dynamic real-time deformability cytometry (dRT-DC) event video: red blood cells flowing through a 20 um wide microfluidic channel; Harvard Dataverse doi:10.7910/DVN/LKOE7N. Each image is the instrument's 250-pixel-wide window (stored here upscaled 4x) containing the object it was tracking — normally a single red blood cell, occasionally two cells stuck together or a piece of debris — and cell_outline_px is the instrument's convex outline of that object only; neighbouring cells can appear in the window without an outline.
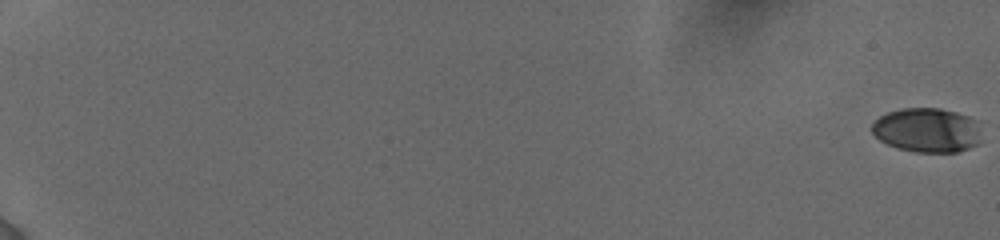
{"species": "human", "species_latin": "Homo sapiens", "temperature_condition": "cold", "stored_images_in_passage": 51, "camera_frame_rate_fps": 3000, "um_per_image_px": 0.085, "donor": {"sex": "female"}, "frame": {"image": 1, "passage_image": 1, "time_ms": 0.0, "image_size_px": [1000, 240], "cell_outline_px": [[980, 144], [956, 152], [916, 152], [896, 148], [880, 140], [872, 132], [872, 124], [880, 116], [888, 112], [904, 108], [940, 108], [956, 112], [980, 120]], "centroid_in_image_um": [78.85, 11.06], "position_along_channel_um": 6.1, "area_um2": 28.61}}
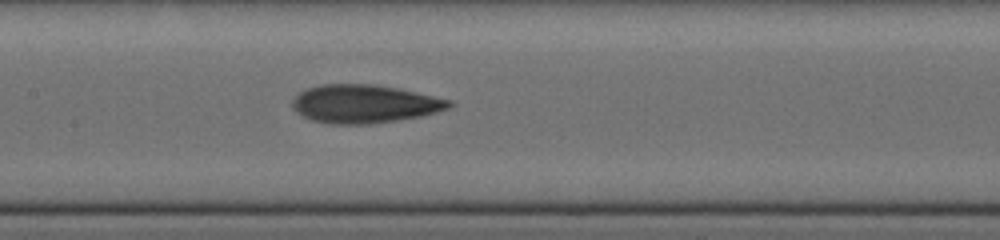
{"frame": {"image": 2, "passage_image": 29, "time_ms": 10.667, "image_size_px": [1000, 240], "cell_outline_px": [[452, 104], [448, 108], [436, 112], [420, 116], [396, 120], [368, 124], [328, 124], [312, 120], [296, 112], [292, 108], [292, 100], [300, 92], [308, 88], [320, 84], [372, 84], [396, 88], [452, 100]], "centroid_in_image_um": [30.94, 8.83], "position_along_channel_um": 176.5, "area_um2": 34.74}}
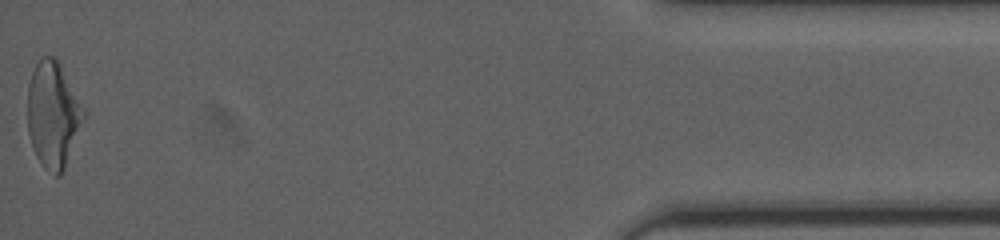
{"frame": {"image": 3, "passage_image": 51, "time_ms": 19.0, "image_size_px": [1000, 240], "cell_outline_px": [[88, 112], [64, 168], [60, 176], [56, 176], [44, 168], [40, 164], [32, 148], [28, 132], [28, 84], [32, 72], [36, 64], [44, 56], [52, 56], [60, 64]], "centroid_in_image_um": [4.53, 9.76], "position_along_channel_um": 430.7, "area_um2": 34.91}, "authors_computed_cell_mechanics": {"area_um2": 32.7726, "velocity_mm_per_s": 3.884, "shape_relaxation_time_tau1_ms": 3.9844, "shape_relaxation_time_tau2_ms": 2.1826, "deformation_change_tau1": 0.1686, "deformation_change_tau2": 0.1126}}